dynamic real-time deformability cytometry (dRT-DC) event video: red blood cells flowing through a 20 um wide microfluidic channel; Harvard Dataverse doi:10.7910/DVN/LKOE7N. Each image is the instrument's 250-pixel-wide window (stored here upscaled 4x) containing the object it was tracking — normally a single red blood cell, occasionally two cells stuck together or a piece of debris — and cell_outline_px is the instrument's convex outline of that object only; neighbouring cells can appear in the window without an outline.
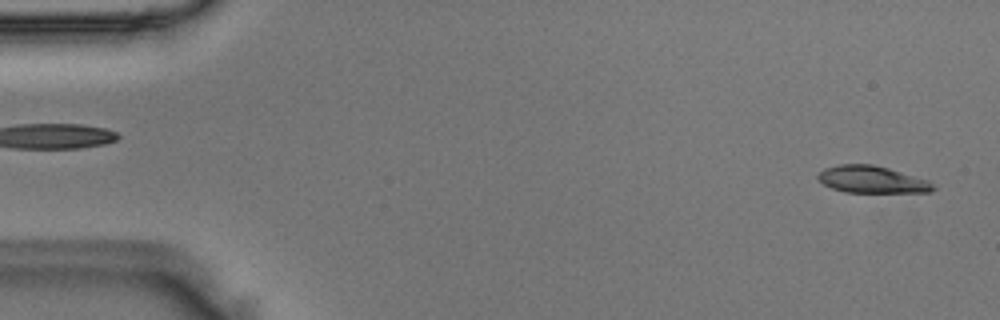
{"species": "Egyptian fruit bat (a non-hibernating species)", "species_latin": "Rousettus aegyptiacus", "temperature_condition": "room temperature", "stored_images_in_passage": 49, "camera_frame_rate_fps": 3000, "um_per_image_px": 0.085, "animal": {"sex": "male"}, "frame": {"image": 1, "passage_image": 1, "time_ms": 0.0, "image_size_px": [1000, 320], "cell_outline_px": [[936, 188], [928, 192], [844, 192], [832, 188], [824, 184], [816, 176], [824, 168], [840, 164], [872, 164], [888, 168], [928, 180]], "centroid_in_image_um": [74.09, 15.25], "position_along_channel_um": 10.9, "area_um2": 17.98}}
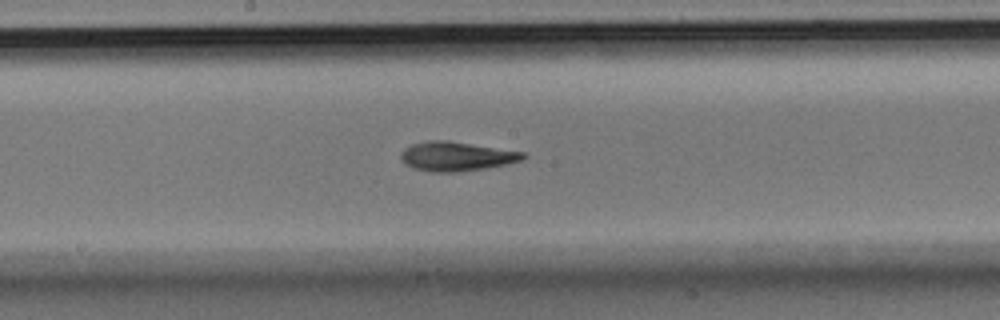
{"frame": {"image": 2, "passage_image": 25, "time_ms": 8.0, "image_size_px": [1000, 320], "cell_outline_px": [[528, 156], [524, 160], [484, 168], [456, 172], [432, 172], [412, 168], [404, 164], [400, 160], [400, 152], [404, 148], [412, 144], [428, 140], [444, 140], [524, 152]], "centroid_in_image_um": [38.74, 13.29], "position_along_channel_um": 209.5, "area_um2": 20.81}}
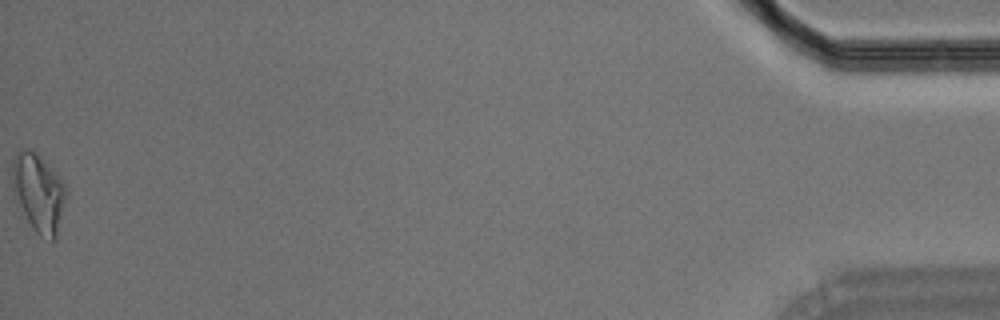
{"frame": {"image": 3, "passage_image": 49, "time_ms": 16.0, "image_size_px": [1000, 320], "cell_outline_px": [[68, 196], [56, 240], [52, 240], [40, 236], [32, 228], [20, 204], [16, 192], [12, 176], [12, 156], [20, 148], [24, 148], [36, 152], [60, 176], [68, 192]], "centroid_in_image_um": [3.34, 16.36], "position_along_channel_um": 431.9, "area_um2": 24.51}}